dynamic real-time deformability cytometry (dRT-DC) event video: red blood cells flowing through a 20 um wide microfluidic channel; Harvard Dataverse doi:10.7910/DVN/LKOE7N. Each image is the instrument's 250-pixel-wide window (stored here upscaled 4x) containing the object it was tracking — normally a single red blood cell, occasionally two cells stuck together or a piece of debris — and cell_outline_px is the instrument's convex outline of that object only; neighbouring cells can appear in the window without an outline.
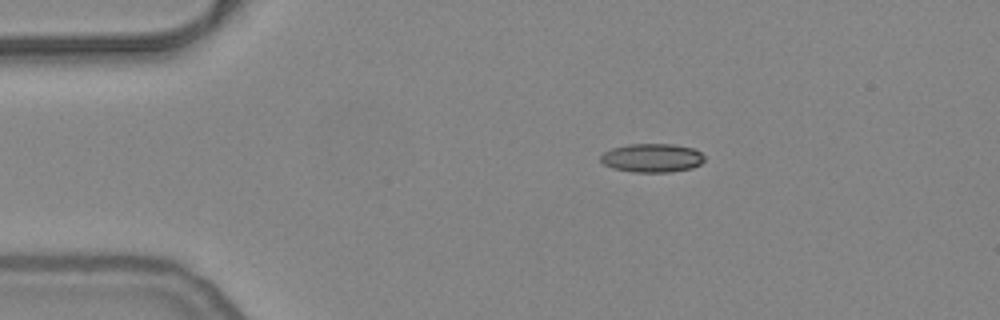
{"species": "common noctule bat (a hibernating species)", "species_latin": "Nyctalus noctula", "temperature_condition": "warm", "stored_images_in_passage": 45, "camera_frame_rate_fps": 3000, "um_per_image_px": 0.085, "animal": {"sex": "female", "body_mass_g": 24.6, "forearm_length_mm": 56.2}, "frame": {"image": 1, "passage_image": 1, "time_ms": 0.0, "image_size_px": [1000, 320], "cell_outline_px": [[704, 160], [700, 164], [692, 168], [672, 172], [632, 172], [612, 168], [604, 164], [600, 160], [600, 156], [604, 152], [612, 148], [628, 144], [672, 144], [692, 148], [700, 152], [704, 156]], "centroid_in_image_um": [55.41, 13.43], "position_along_channel_um": 29.6, "area_um2": 17.4}}
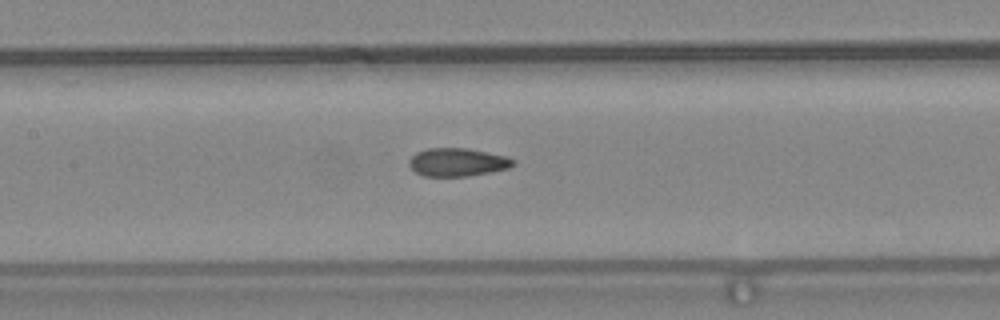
{"frame": {"image": 2, "passage_image": 16, "time_ms": 5.0, "image_size_px": [1000, 320], "cell_outline_px": [[516, 164], [508, 168], [468, 176], [424, 176], [416, 172], [408, 164], [408, 160], [416, 152], [428, 148], [468, 148], [508, 156], [516, 160]], "centroid_in_image_um": [38.9, 13.77], "position_along_channel_um": 168.5, "area_um2": 17.17}}
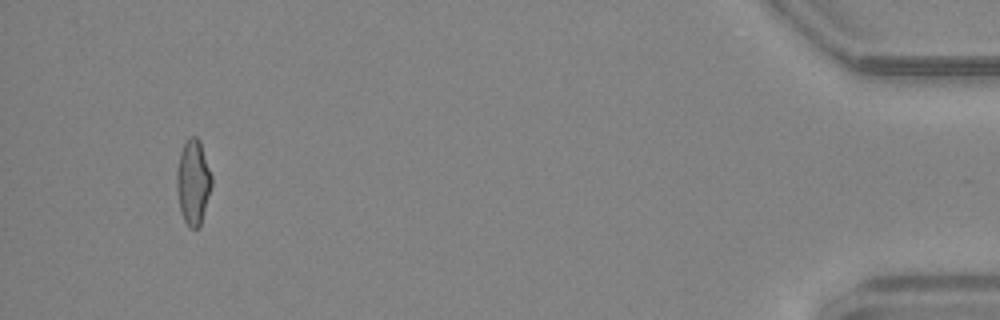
{"frame": {"image": 3, "passage_image": 42, "time_ms": 13.667, "image_size_px": [1000, 320], "cell_outline_px": [[212, 184], [200, 228], [188, 228], [184, 220], [180, 208], [176, 188], [176, 172], [180, 152], [184, 144], [192, 136], [196, 136], [200, 140], [212, 176]], "centroid_in_image_um": [16.42, 15.5], "position_along_channel_um": 418.8, "area_um2": 17.34}, "authors_computed_cell_mechanics": {"area_um2": 17.2822, "velocity_mm_per_s": 3.8162, "shape_relaxation_time_tau1_ms": null, "shape_relaxation_time_tau2_ms": 1.2737, "deformation_change_tau1": null, "deformation_change_tau2": 0.0765}}